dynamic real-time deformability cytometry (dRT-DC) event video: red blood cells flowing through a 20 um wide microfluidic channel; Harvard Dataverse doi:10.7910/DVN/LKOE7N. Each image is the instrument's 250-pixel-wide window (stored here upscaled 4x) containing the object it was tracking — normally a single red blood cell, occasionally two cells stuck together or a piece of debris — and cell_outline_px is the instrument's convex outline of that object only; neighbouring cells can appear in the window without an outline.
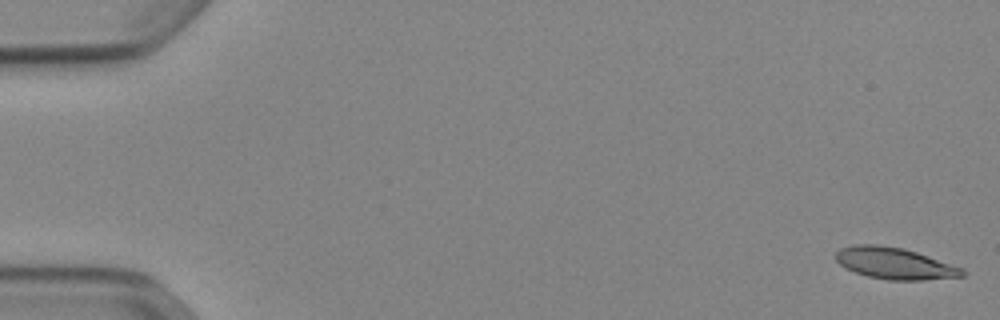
{"species": "Egyptian fruit bat (a non-hibernating species)", "species_latin": "Rousettus aegyptiacus", "temperature_condition": "cold", "stored_images_in_passage": 53, "camera_frame_rate_fps": 3000, "um_per_image_px": 0.085, "animal": {"sex": "female"}, "frame": {"image": 1, "passage_image": 1, "time_ms": 0.0, "image_size_px": [1000, 320], "cell_outline_px": [[964, 276], [924, 280], [888, 280], [868, 276], [844, 268], [836, 260], [836, 252], [840, 248], [856, 244], [880, 244], [904, 248], [964, 268]], "centroid_in_image_um": [76.04, 22.38], "position_along_channel_um": 9.0, "area_um2": 23.29}}
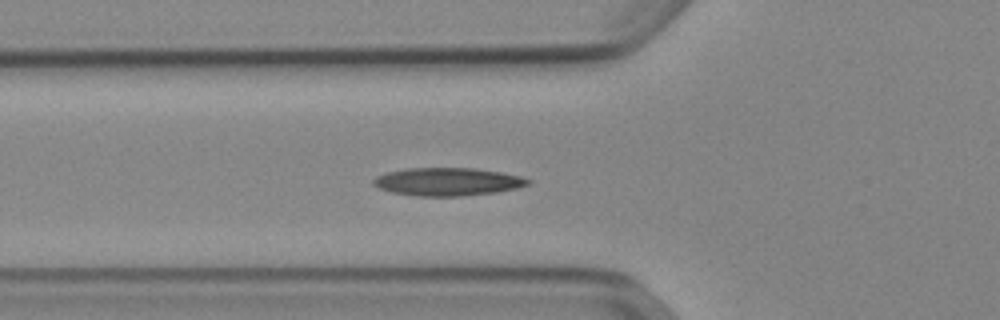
{"frame": {"image": 2, "passage_image": 19, "time_ms": 6.0, "image_size_px": [1000, 320], "cell_outline_px": [[532, 184], [516, 188], [496, 192], [460, 196], [420, 196], [392, 192], [380, 188], [372, 184], [372, 180], [376, 176], [388, 172], [408, 168], [476, 168], [500, 172], [520, 176], [532, 180]], "centroid_in_image_um": [38.07, 15.44], "position_along_channel_um": 87.7, "area_um2": 25.14}}
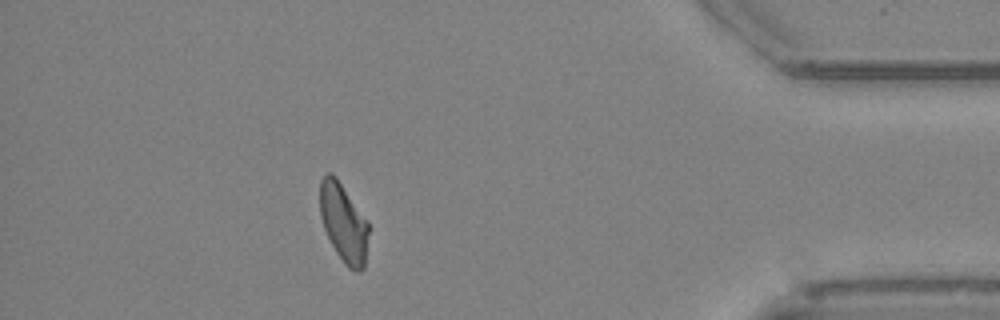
{"frame": {"image": 3, "passage_image": 47, "time_ms": 15.333, "image_size_px": [1000, 320], "cell_outline_px": [[368, 232], [364, 268], [360, 272], [356, 272], [348, 268], [344, 264], [336, 252], [324, 228], [320, 216], [320, 180], [328, 172], [332, 172], [336, 176], [368, 220]], "centroid_in_image_um": [29.2, 18.93], "position_along_channel_um": 406.0, "area_um2": 22.37}, "authors_computed_cell_mechanics": {"area_um2": 23.6402, "velocity_mm_per_s": 3.8613, "shape_relaxation_time_tau1_ms": null, "shape_relaxation_time_tau2_ms": 4.2356, "deformation_change_tau1": null, "deformation_change_tau2": 0.1151}}